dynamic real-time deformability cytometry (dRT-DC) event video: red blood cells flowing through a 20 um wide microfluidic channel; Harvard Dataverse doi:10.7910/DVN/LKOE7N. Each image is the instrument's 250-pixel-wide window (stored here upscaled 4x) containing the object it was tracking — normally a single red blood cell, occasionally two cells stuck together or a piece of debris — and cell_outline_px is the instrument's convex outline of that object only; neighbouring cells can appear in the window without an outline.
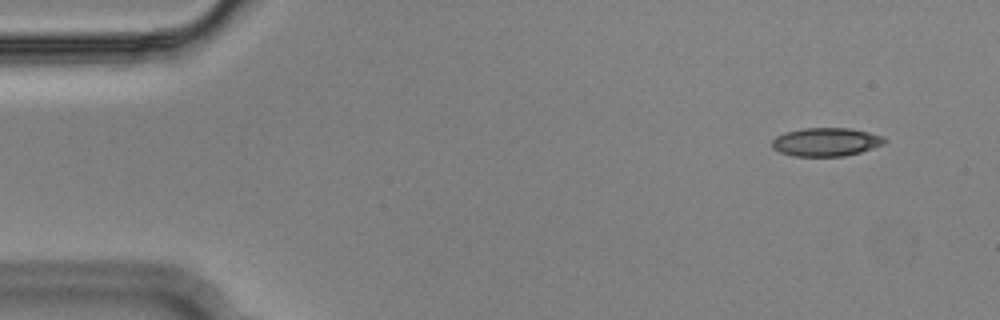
{"species": "Egyptian fruit bat (a non-hibernating species)", "species_latin": "Rousettus aegyptiacus", "temperature_condition": "cold", "stored_images_in_passage": 54, "segment_of_instrument_passage": [1, 2], "camera_frame_rate_fps": 3000, "um_per_image_px": 0.085, "animal": {"sex": "male"}, "frame": {"image": 1, "passage_image": 4, "time_ms": 1.0, "image_size_px": [1000, 320], "cell_outline_px": [[888, 140], [884, 144], [860, 152], [844, 156], [792, 156], [780, 152], [772, 148], [772, 140], [776, 136], [784, 132], [804, 128], [852, 128], [884, 136]], "centroid_in_image_um": [70.22, 12.06], "position_along_channel_um": 14.8, "area_um2": 18.79}}
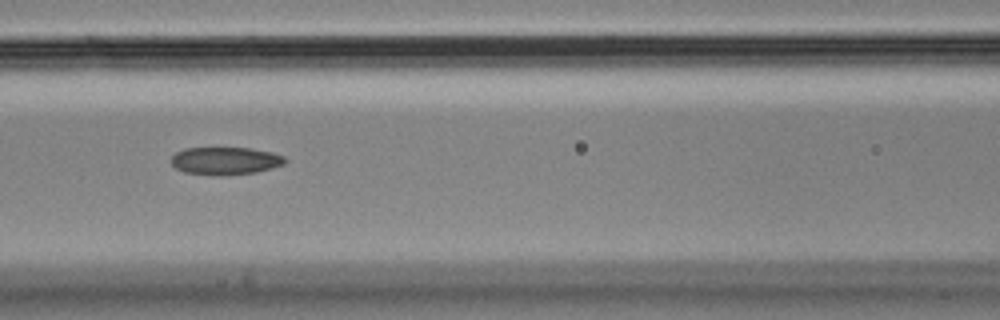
{"frame": {"image": 2, "passage_image": 23, "time_ms": 7.333, "image_size_px": [1000, 320], "cell_outline_px": [[288, 160], [284, 164], [272, 168], [256, 172], [220, 176], [212, 176], [184, 172], [176, 168], [172, 164], [172, 156], [176, 152], [184, 148], [248, 148], [272, 152], [284, 156]], "centroid_in_image_um": [19.16, 13.68], "position_along_channel_um": 147.4, "area_um2": 18.5}}
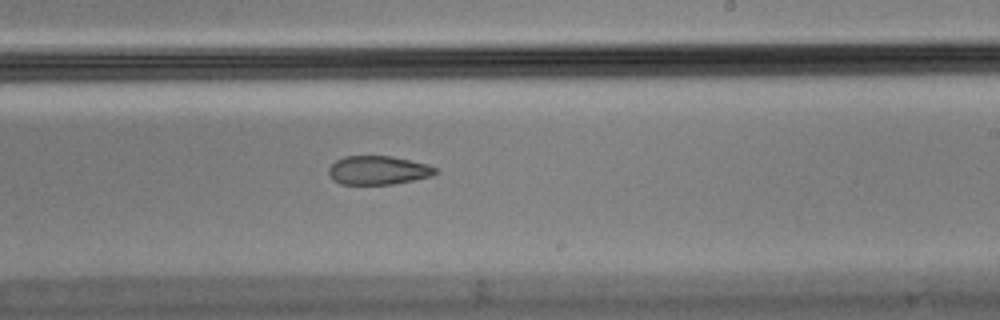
{"frame": {"image": 3, "passage_image": 32, "time_ms": 10.333, "image_size_px": [1000, 320], "cell_outline_px": [[440, 172], [432, 176], [392, 184], [340, 184], [328, 172], [328, 168], [336, 160], [344, 156], [392, 156], [428, 164], [436, 168]], "centroid_in_image_um": [32.18, 14.46], "position_along_channel_um": 256.8, "area_um2": 17.8}}